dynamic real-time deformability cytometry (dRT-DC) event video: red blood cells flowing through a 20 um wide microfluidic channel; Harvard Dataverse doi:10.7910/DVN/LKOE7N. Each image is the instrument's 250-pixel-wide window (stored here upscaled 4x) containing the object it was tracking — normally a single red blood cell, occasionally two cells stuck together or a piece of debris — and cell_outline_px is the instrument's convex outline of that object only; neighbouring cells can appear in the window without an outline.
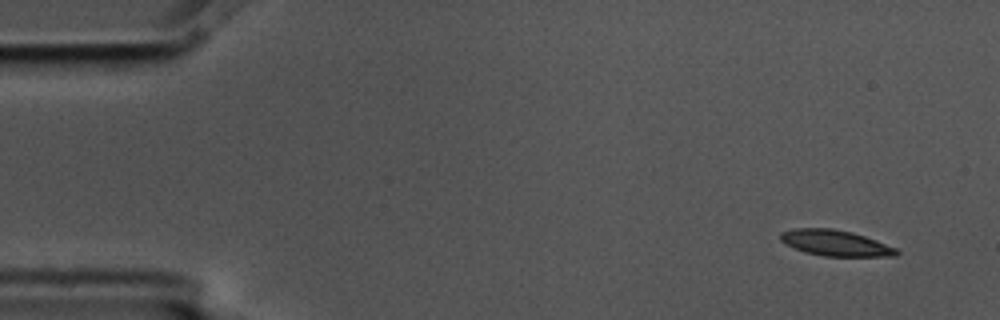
{"species": "common noctule bat (a hibernating species)", "species_latin": "Nyctalus noctula", "temperature_condition": "cold", "stored_images_in_passage": 2, "camera_frame_rate_fps": 3000, "um_per_image_px": 0.085, "animal": {"sex": "male", "body_mass_g": 17.5, "forearm_length_mm": 52.3}, "frame": {"image": 1, "passage_image": 1, "time_ms": 0.0, "image_size_px": [1000, 320], "cell_outline_px": [[900, 252], [896, 256], [824, 256], [804, 252], [784, 244], [780, 240], [780, 232], [796, 228], [832, 228], [852, 232], [876, 240], [896, 248]], "centroid_in_image_um": [70.98, 20.65], "position_along_channel_um": 14.0, "area_um2": 17.51}}